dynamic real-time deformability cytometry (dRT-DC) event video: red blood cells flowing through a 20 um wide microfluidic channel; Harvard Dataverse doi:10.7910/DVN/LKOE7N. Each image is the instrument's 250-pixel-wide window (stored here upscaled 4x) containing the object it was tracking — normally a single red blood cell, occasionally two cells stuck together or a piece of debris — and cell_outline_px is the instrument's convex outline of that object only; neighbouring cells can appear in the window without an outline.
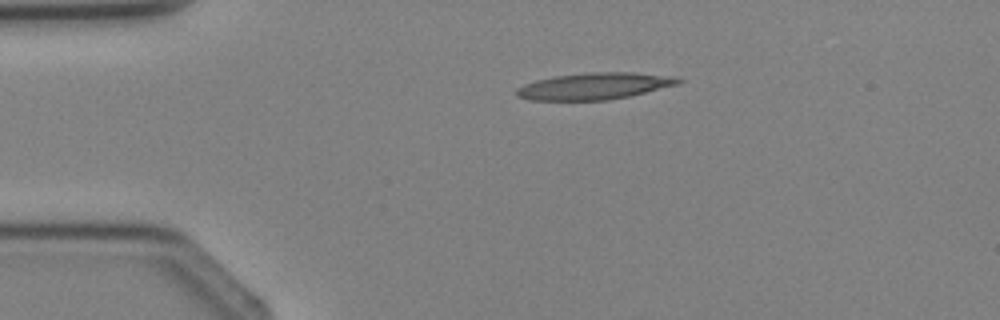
{"species": "Egyptian fruit bat (a non-hibernating species)", "species_latin": "Rousettus aegyptiacus", "temperature_condition": "cold", "stored_images_in_passage": 2, "camera_frame_rate_fps": 3000, "um_per_image_px": 0.085, "animal": {"sex": "female"}, "frame": {"image": 1, "passage_image": 1, "time_ms": 0.0, "image_size_px": [1000, 320], "cell_outline_px": [[684, 80], [680, 84], [628, 96], [608, 100], [528, 100], [516, 96], [516, 88], [524, 84], [536, 80], [556, 76], [588, 72], [632, 72], [676, 76]], "centroid_in_image_um": [50.55, 7.31], "position_along_channel_um": 34.5, "area_um2": 25.26}}
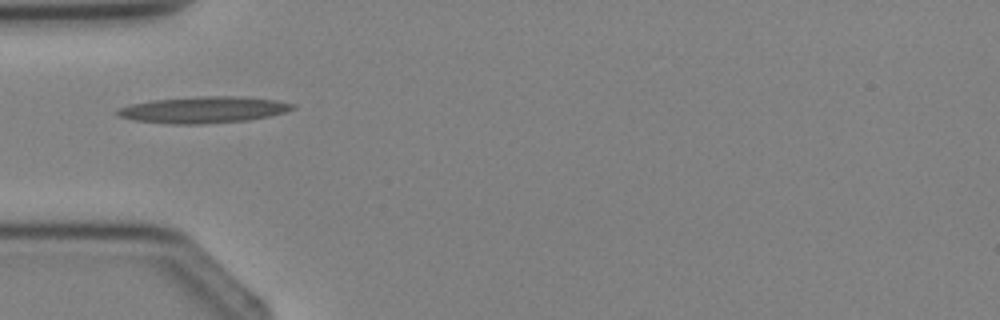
{"frame": {"image": 2, "passage_image": 2, "time_ms": 1.333, "image_size_px": [1000, 320], "cell_outline_px": [[296, 108], [272, 116], [248, 120], [204, 124], [168, 124], [132, 120], [116, 116], [116, 108], [132, 104], [152, 100], [200, 96], [236, 96], [276, 100], [296, 104]], "centroid_in_image_um": [17.28, 9.34], "position_along_channel_um": 67.7, "area_um2": 27.28}}